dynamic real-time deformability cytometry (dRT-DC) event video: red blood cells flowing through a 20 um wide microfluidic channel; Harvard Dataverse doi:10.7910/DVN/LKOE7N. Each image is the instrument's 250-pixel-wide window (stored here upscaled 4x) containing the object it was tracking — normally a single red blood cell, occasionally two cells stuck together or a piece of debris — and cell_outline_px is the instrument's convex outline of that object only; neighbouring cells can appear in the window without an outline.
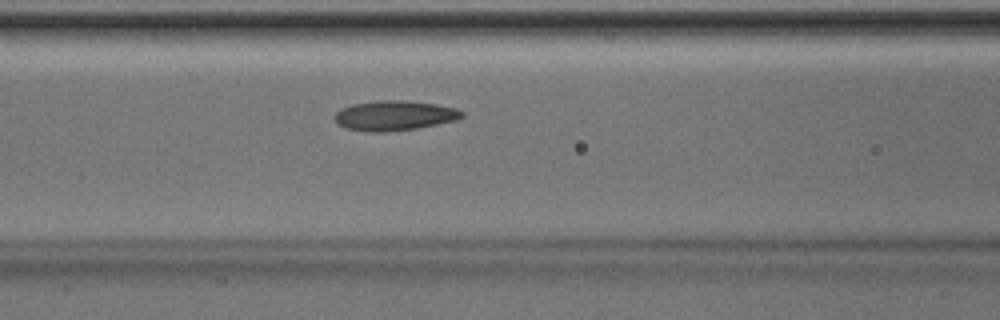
{"species": "Egyptian fruit bat (a non-hibernating species)", "species_latin": "Rousettus aegyptiacus", "temperature_condition": "room temperature", "stored_images_in_passage": 32, "camera_frame_rate_fps": 3000, "um_per_image_px": 0.085, "animal": {"sex": "male"}, "frame": {"image": 1, "passage_image": 12, "time_ms": 3.667, "image_size_px": [1000, 320], "cell_outline_px": [[464, 116], [456, 120], [416, 128], [384, 132], [368, 132], [344, 128], [336, 124], [336, 112], [340, 108], [352, 104], [380, 100], [408, 100], [436, 104], [456, 108], [464, 112]], "centroid_in_image_um": [33.51, 9.82], "position_along_channel_um": 133.1, "area_um2": 22.25}}
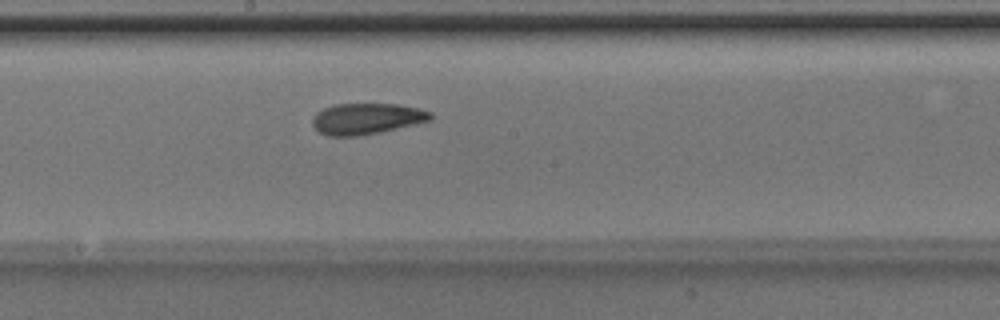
{"frame": {"image": 2, "passage_image": 18, "time_ms": 5.667, "image_size_px": [1000, 320], "cell_outline_px": [[432, 120], [380, 132], [356, 136], [328, 136], [320, 132], [312, 124], [312, 116], [316, 112], [324, 108], [336, 104], [396, 104], [420, 108], [432, 112]], "centroid_in_image_um": [31.16, 10.08], "position_along_channel_um": 217.0, "area_um2": 21.39}}
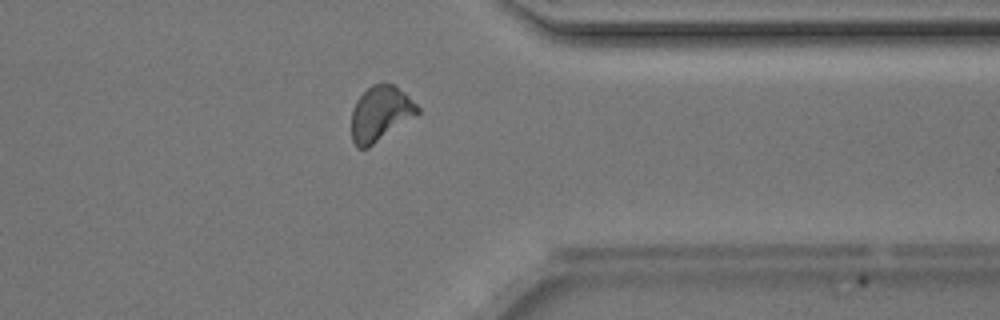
{"frame": {"image": 3, "passage_image": 30, "time_ms": 9.667, "image_size_px": [1000, 320], "cell_outline_px": [[420, 112], [416, 116], [368, 148], [356, 148], [352, 140], [352, 108], [356, 100], [372, 84], [384, 80], [392, 84], [404, 92], [420, 108]], "centroid_in_image_um": [32.33, 9.64], "position_along_channel_um": 379.1, "area_um2": 21.39}}